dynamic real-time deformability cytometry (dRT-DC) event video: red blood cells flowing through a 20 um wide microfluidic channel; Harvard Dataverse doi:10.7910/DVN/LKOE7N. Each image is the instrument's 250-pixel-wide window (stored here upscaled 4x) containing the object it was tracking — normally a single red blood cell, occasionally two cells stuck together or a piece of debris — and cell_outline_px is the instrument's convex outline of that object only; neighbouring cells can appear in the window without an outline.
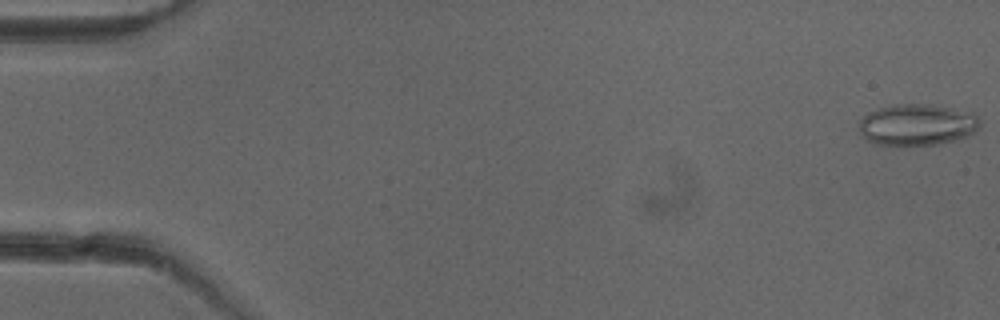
{"species": "common noctule bat (a hibernating species)", "species_latin": "Nyctalus noctula", "temperature_condition": "cold", "stored_images_in_passage": 52, "camera_frame_rate_fps": 3000, "um_per_image_px": 0.085, "animal": {"sex": "female"}, "frame": {"image": 1, "passage_image": 1, "time_ms": 0.0, "image_size_px": [1000, 320], "cell_outline_px": [[980, 128], [976, 132], [968, 136], [956, 140], [936, 144], [876, 144], [868, 140], [860, 132], [860, 120], [868, 112], [880, 108], [896, 104], [928, 104], [952, 108], [972, 112], [980, 120]], "centroid_in_image_um": [78.01, 10.59], "position_along_channel_um": 7.0, "area_um2": 28.96}}
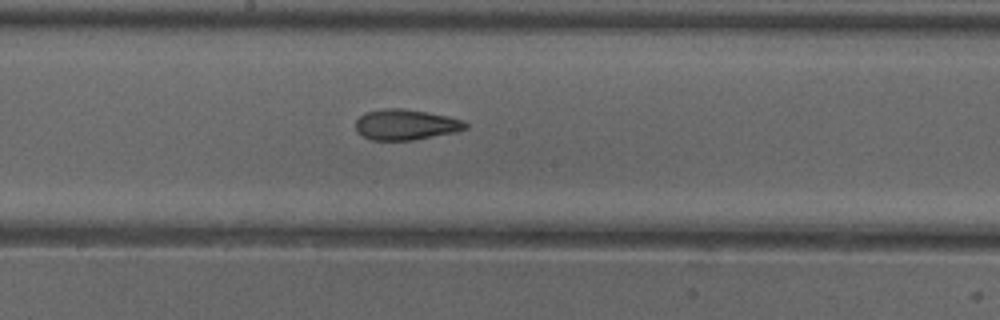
{"frame": {"image": 2, "passage_image": 28, "time_ms": 9.0, "image_size_px": [1000, 320], "cell_outline_px": [[468, 128], [456, 132], [412, 140], [372, 140], [356, 132], [356, 120], [364, 112], [384, 108], [404, 108], [448, 116], [464, 120], [468, 124]], "centroid_in_image_um": [34.49, 10.58], "position_along_channel_um": 213.7, "area_um2": 19.71}}
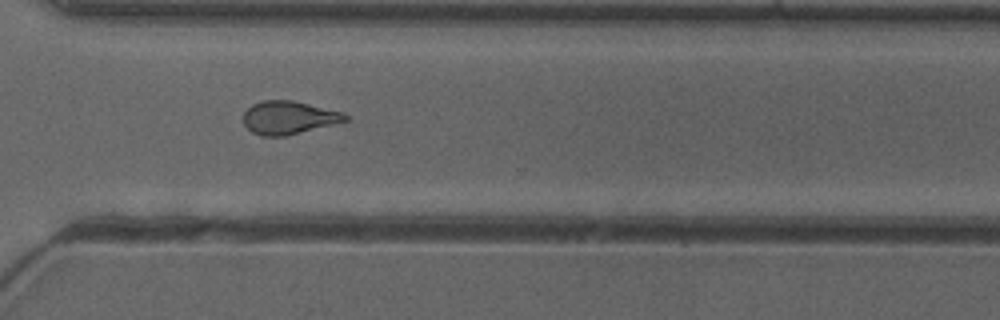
{"frame": {"image": 3, "passage_image": 38, "time_ms": 12.333, "image_size_px": [1000, 320], "cell_outline_px": [[348, 120], [284, 136], [260, 136], [252, 132], [244, 124], [244, 112], [252, 104], [260, 100], [292, 100], [344, 112], [348, 116]], "centroid_in_image_um": [24.51, 9.98], "position_along_channel_um": 346.1, "area_um2": 19.54}, "authors_computed_cell_mechanics": {"area_um2": 20.2011, "velocity_mm_per_s": 3.9839, "shape_relaxation_time_tau1_ms": null, "shape_relaxation_time_tau2_ms": 3.0661, "deformation_change_tau1": null, "deformation_change_tau2": 0.101}}